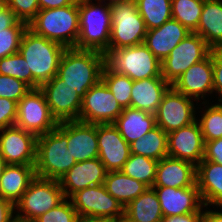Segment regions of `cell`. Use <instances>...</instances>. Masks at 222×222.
Masks as SVG:
<instances>
[{"mask_svg":"<svg viewBox=\"0 0 222 222\" xmlns=\"http://www.w3.org/2000/svg\"><path fill=\"white\" fill-rule=\"evenodd\" d=\"M152 188L157 194L163 217L203 213L204 204L196 184L185 188Z\"/></svg>","mask_w":222,"mask_h":222,"instance_id":"d6986e66","label":"cell"},{"mask_svg":"<svg viewBox=\"0 0 222 222\" xmlns=\"http://www.w3.org/2000/svg\"><path fill=\"white\" fill-rule=\"evenodd\" d=\"M15 125L37 137L57 127L58 122L52 116L46 97L40 88L30 89L18 102Z\"/></svg>","mask_w":222,"mask_h":222,"instance_id":"9c48e42d","label":"cell"},{"mask_svg":"<svg viewBox=\"0 0 222 222\" xmlns=\"http://www.w3.org/2000/svg\"><path fill=\"white\" fill-rule=\"evenodd\" d=\"M30 87L15 77L0 74V97L19 102L29 91Z\"/></svg>","mask_w":222,"mask_h":222,"instance_id":"ab89813d","label":"cell"},{"mask_svg":"<svg viewBox=\"0 0 222 222\" xmlns=\"http://www.w3.org/2000/svg\"><path fill=\"white\" fill-rule=\"evenodd\" d=\"M124 214L139 222H161L163 213L155 190L147 188L124 207Z\"/></svg>","mask_w":222,"mask_h":222,"instance_id":"f546056e","label":"cell"},{"mask_svg":"<svg viewBox=\"0 0 222 222\" xmlns=\"http://www.w3.org/2000/svg\"><path fill=\"white\" fill-rule=\"evenodd\" d=\"M0 74L15 77L32 89L31 72H28L27 62L19 52L0 59Z\"/></svg>","mask_w":222,"mask_h":222,"instance_id":"8d00e7d4","label":"cell"},{"mask_svg":"<svg viewBox=\"0 0 222 222\" xmlns=\"http://www.w3.org/2000/svg\"><path fill=\"white\" fill-rule=\"evenodd\" d=\"M75 0H38L39 9L61 8L71 5Z\"/></svg>","mask_w":222,"mask_h":222,"instance_id":"c3c4849f","label":"cell"},{"mask_svg":"<svg viewBox=\"0 0 222 222\" xmlns=\"http://www.w3.org/2000/svg\"><path fill=\"white\" fill-rule=\"evenodd\" d=\"M7 3L15 17L27 24L40 10L38 0H7Z\"/></svg>","mask_w":222,"mask_h":222,"instance_id":"60d3db41","label":"cell"},{"mask_svg":"<svg viewBox=\"0 0 222 222\" xmlns=\"http://www.w3.org/2000/svg\"><path fill=\"white\" fill-rule=\"evenodd\" d=\"M196 185L204 206L222 207V165L201 160L196 166Z\"/></svg>","mask_w":222,"mask_h":222,"instance_id":"d4e9b609","label":"cell"},{"mask_svg":"<svg viewBox=\"0 0 222 222\" xmlns=\"http://www.w3.org/2000/svg\"><path fill=\"white\" fill-rule=\"evenodd\" d=\"M117 222H139V221L129 219V218L124 214Z\"/></svg>","mask_w":222,"mask_h":222,"instance_id":"db71d44e","label":"cell"},{"mask_svg":"<svg viewBox=\"0 0 222 222\" xmlns=\"http://www.w3.org/2000/svg\"><path fill=\"white\" fill-rule=\"evenodd\" d=\"M207 207L208 206H204V208L206 209H203V222H222V209H221L222 207H219L221 211L220 210L214 211Z\"/></svg>","mask_w":222,"mask_h":222,"instance_id":"681fc988","label":"cell"},{"mask_svg":"<svg viewBox=\"0 0 222 222\" xmlns=\"http://www.w3.org/2000/svg\"><path fill=\"white\" fill-rule=\"evenodd\" d=\"M210 50L205 40L192 32L161 62L162 77L172 85L192 65L205 59Z\"/></svg>","mask_w":222,"mask_h":222,"instance_id":"30bf717a","label":"cell"},{"mask_svg":"<svg viewBox=\"0 0 222 222\" xmlns=\"http://www.w3.org/2000/svg\"><path fill=\"white\" fill-rule=\"evenodd\" d=\"M203 160L222 165V138L205 142Z\"/></svg>","mask_w":222,"mask_h":222,"instance_id":"ee69618b","label":"cell"},{"mask_svg":"<svg viewBox=\"0 0 222 222\" xmlns=\"http://www.w3.org/2000/svg\"><path fill=\"white\" fill-rule=\"evenodd\" d=\"M122 111L123 107L106 84L100 80L82 98L78 120L92 124H113Z\"/></svg>","mask_w":222,"mask_h":222,"instance_id":"4fadbf2b","label":"cell"},{"mask_svg":"<svg viewBox=\"0 0 222 222\" xmlns=\"http://www.w3.org/2000/svg\"><path fill=\"white\" fill-rule=\"evenodd\" d=\"M18 103L0 97V129L15 125Z\"/></svg>","mask_w":222,"mask_h":222,"instance_id":"7bdbcfd3","label":"cell"},{"mask_svg":"<svg viewBox=\"0 0 222 222\" xmlns=\"http://www.w3.org/2000/svg\"><path fill=\"white\" fill-rule=\"evenodd\" d=\"M28 24L17 21L11 28L0 30V59L19 52L20 43Z\"/></svg>","mask_w":222,"mask_h":222,"instance_id":"74e56055","label":"cell"},{"mask_svg":"<svg viewBox=\"0 0 222 222\" xmlns=\"http://www.w3.org/2000/svg\"><path fill=\"white\" fill-rule=\"evenodd\" d=\"M7 165L8 164L6 163V161L4 160V158L0 154V178L3 175V172H4Z\"/></svg>","mask_w":222,"mask_h":222,"instance_id":"816d5d0a","label":"cell"},{"mask_svg":"<svg viewBox=\"0 0 222 222\" xmlns=\"http://www.w3.org/2000/svg\"><path fill=\"white\" fill-rule=\"evenodd\" d=\"M67 137L56 127L37 137L36 176L60 180L76 163L67 149Z\"/></svg>","mask_w":222,"mask_h":222,"instance_id":"8992f818","label":"cell"},{"mask_svg":"<svg viewBox=\"0 0 222 222\" xmlns=\"http://www.w3.org/2000/svg\"><path fill=\"white\" fill-rule=\"evenodd\" d=\"M104 53L96 50L66 48L61 56L57 76L76 88L83 98L101 80Z\"/></svg>","mask_w":222,"mask_h":222,"instance_id":"7a4b0ae2","label":"cell"},{"mask_svg":"<svg viewBox=\"0 0 222 222\" xmlns=\"http://www.w3.org/2000/svg\"><path fill=\"white\" fill-rule=\"evenodd\" d=\"M210 100L202 102L204 108L196 107L202 109V115L200 118L197 117V121L200 124L201 132L204 142L213 141L222 138V104L209 103ZM207 104V105H206Z\"/></svg>","mask_w":222,"mask_h":222,"instance_id":"836d02e7","label":"cell"},{"mask_svg":"<svg viewBox=\"0 0 222 222\" xmlns=\"http://www.w3.org/2000/svg\"><path fill=\"white\" fill-rule=\"evenodd\" d=\"M171 85L163 77L133 81L130 107L155 114Z\"/></svg>","mask_w":222,"mask_h":222,"instance_id":"cb8c5ba5","label":"cell"},{"mask_svg":"<svg viewBox=\"0 0 222 222\" xmlns=\"http://www.w3.org/2000/svg\"><path fill=\"white\" fill-rule=\"evenodd\" d=\"M99 155L107 172L121 171L130 157V145L114 124H97Z\"/></svg>","mask_w":222,"mask_h":222,"instance_id":"ac0fdd59","label":"cell"},{"mask_svg":"<svg viewBox=\"0 0 222 222\" xmlns=\"http://www.w3.org/2000/svg\"><path fill=\"white\" fill-rule=\"evenodd\" d=\"M78 0L79 38L77 49L105 53L111 36V10L109 3L95 0Z\"/></svg>","mask_w":222,"mask_h":222,"instance_id":"277c9868","label":"cell"},{"mask_svg":"<svg viewBox=\"0 0 222 222\" xmlns=\"http://www.w3.org/2000/svg\"><path fill=\"white\" fill-rule=\"evenodd\" d=\"M79 28L78 0L65 7L39 10L28 23V29L33 33L65 48L76 47Z\"/></svg>","mask_w":222,"mask_h":222,"instance_id":"3957f363","label":"cell"},{"mask_svg":"<svg viewBox=\"0 0 222 222\" xmlns=\"http://www.w3.org/2000/svg\"><path fill=\"white\" fill-rule=\"evenodd\" d=\"M79 222H117L113 219L109 218H90V217H85V218H80Z\"/></svg>","mask_w":222,"mask_h":222,"instance_id":"f907efd6","label":"cell"},{"mask_svg":"<svg viewBox=\"0 0 222 222\" xmlns=\"http://www.w3.org/2000/svg\"><path fill=\"white\" fill-rule=\"evenodd\" d=\"M196 101L176 91L172 86L164 94L155 113L156 125L167 134L197 120Z\"/></svg>","mask_w":222,"mask_h":222,"instance_id":"7c38bea8","label":"cell"},{"mask_svg":"<svg viewBox=\"0 0 222 222\" xmlns=\"http://www.w3.org/2000/svg\"><path fill=\"white\" fill-rule=\"evenodd\" d=\"M204 0H172V18L186 27L190 32L197 30Z\"/></svg>","mask_w":222,"mask_h":222,"instance_id":"e575fe53","label":"cell"},{"mask_svg":"<svg viewBox=\"0 0 222 222\" xmlns=\"http://www.w3.org/2000/svg\"><path fill=\"white\" fill-rule=\"evenodd\" d=\"M64 199L59 180L36 176L15 204V219L19 222H33Z\"/></svg>","mask_w":222,"mask_h":222,"instance_id":"ba28073f","label":"cell"},{"mask_svg":"<svg viewBox=\"0 0 222 222\" xmlns=\"http://www.w3.org/2000/svg\"><path fill=\"white\" fill-rule=\"evenodd\" d=\"M57 128L67 137V149L76 162L98 158L97 124L73 120L59 122Z\"/></svg>","mask_w":222,"mask_h":222,"instance_id":"2e32d148","label":"cell"},{"mask_svg":"<svg viewBox=\"0 0 222 222\" xmlns=\"http://www.w3.org/2000/svg\"><path fill=\"white\" fill-rule=\"evenodd\" d=\"M191 33L186 27L171 18L162 26L147 30L144 44L162 62Z\"/></svg>","mask_w":222,"mask_h":222,"instance_id":"7402d4cb","label":"cell"},{"mask_svg":"<svg viewBox=\"0 0 222 222\" xmlns=\"http://www.w3.org/2000/svg\"><path fill=\"white\" fill-rule=\"evenodd\" d=\"M69 199L80 218H109L118 221L124 215L123 205L107 192L104 184L81 189Z\"/></svg>","mask_w":222,"mask_h":222,"instance_id":"8fae6325","label":"cell"},{"mask_svg":"<svg viewBox=\"0 0 222 222\" xmlns=\"http://www.w3.org/2000/svg\"><path fill=\"white\" fill-rule=\"evenodd\" d=\"M35 177V165L8 164L0 178V196L15 205Z\"/></svg>","mask_w":222,"mask_h":222,"instance_id":"484cf974","label":"cell"},{"mask_svg":"<svg viewBox=\"0 0 222 222\" xmlns=\"http://www.w3.org/2000/svg\"><path fill=\"white\" fill-rule=\"evenodd\" d=\"M213 64V93L218 95V102L222 104V48H212L210 50Z\"/></svg>","mask_w":222,"mask_h":222,"instance_id":"b9f144b4","label":"cell"},{"mask_svg":"<svg viewBox=\"0 0 222 222\" xmlns=\"http://www.w3.org/2000/svg\"><path fill=\"white\" fill-rule=\"evenodd\" d=\"M213 64L209 54L201 62L192 65L171 86L179 93L196 100L206 99L213 94Z\"/></svg>","mask_w":222,"mask_h":222,"instance_id":"ffe728a7","label":"cell"},{"mask_svg":"<svg viewBox=\"0 0 222 222\" xmlns=\"http://www.w3.org/2000/svg\"><path fill=\"white\" fill-rule=\"evenodd\" d=\"M212 48H222V0H204L197 30Z\"/></svg>","mask_w":222,"mask_h":222,"instance_id":"83f0119b","label":"cell"},{"mask_svg":"<svg viewBox=\"0 0 222 222\" xmlns=\"http://www.w3.org/2000/svg\"><path fill=\"white\" fill-rule=\"evenodd\" d=\"M17 21L14 13L7 8L0 13V30L11 28Z\"/></svg>","mask_w":222,"mask_h":222,"instance_id":"7dc6e473","label":"cell"},{"mask_svg":"<svg viewBox=\"0 0 222 222\" xmlns=\"http://www.w3.org/2000/svg\"><path fill=\"white\" fill-rule=\"evenodd\" d=\"M65 49L61 44L36 35L27 28L21 39L19 53L27 62L28 72H31L32 89L40 88L57 75Z\"/></svg>","mask_w":222,"mask_h":222,"instance_id":"6da1fadb","label":"cell"},{"mask_svg":"<svg viewBox=\"0 0 222 222\" xmlns=\"http://www.w3.org/2000/svg\"><path fill=\"white\" fill-rule=\"evenodd\" d=\"M15 214V205L0 196V222H14Z\"/></svg>","mask_w":222,"mask_h":222,"instance_id":"f6af8a7d","label":"cell"},{"mask_svg":"<svg viewBox=\"0 0 222 222\" xmlns=\"http://www.w3.org/2000/svg\"><path fill=\"white\" fill-rule=\"evenodd\" d=\"M104 65L112 72L128 76L133 81L162 77L161 62L142 43L104 53Z\"/></svg>","mask_w":222,"mask_h":222,"instance_id":"5b68a950","label":"cell"},{"mask_svg":"<svg viewBox=\"0 0 222 222\" xmlns=\"http://www.w3.org/2000/svg\"><path fill=\"white\" fill-rule=\"evenodd\" d=\"M157 164V160L142 155L130 154L121 171L150 188L153 187L155 181Z\"/></svg>","mask_w":222,"mask_h":222,"instance_id":"d6a6232c","label":"cell"},{"mask_svg":"<svg viewBox=\"0 0 222 222\" xmlns=\"http://www.w3.org/2000/svg\"><path fill=\"white\" fill-rule=\"evenodd\" d=\"M161 222H203V213L167 216Z\"/></svg>","mask_w":222,"mask_h":222,"instance_id":"bcb514c9","label":"cell"},{"mask_svg":"<svg viewBox=\"0 0 222 222\" xmlns=\"http://www.w3.org/2000/svg\"><path fill=\"white\" fill-rule=\"evenodd\" d=\"M113 124L120 135L130 144L154 128L156 119L155 114L128 107L123 108L122 113Z\"/></svg>","mask_w":222,"mask_h":222,"instance_id":"4316f807","label":"cell"},{"mask_svg":"<svg viewBox=\"0 0 222 222\" xmlns=\"http://www.w3.org/2000/svg\"><path fill=\"white\" fill-rule=\"evenodd\" d=\"M147 30L158 28L172 18V0H134Z\"/></svg>","mask_w":222,"mask_h":222,"instance_id":"1f68e13d","label":"cell"},{"mask_svg":"<svg viewBox=\"0 0 222 222\" xmlns=\"http://www.w3.org/2000/svg\"><path fill=\"white\" fill-rule=\"evenodd\" d=\"M79 219L72 201L65 198L60 204L40 215L33 222H79Z\"/></svg>","mask_w":222,"mask_h":222,"instance_id":"f35d334b","label":"cell"},{"mask_svg":"<svg viewBox=\"0 0 222 222\" xmlns=\"http://www.w3.org/2000/svg\"><path fill=\"white\" fill-rule=\"evenodd\" d=\"M43 91L52 116L57 122L79 119L82 97L76 88L64 83L57 75L44 83Z\"/></svg>","mask_w":222,"mask_h":222,"instance_id":"5bb4252c","label":"cell"},{"mask_svg":"<svg viewBox=\"0 0 222 222\" xmlns=\"http://www.w3.org/2000/svg\"><path fill=\"white\" fill-rule=\"evenodd\" d=\"M168 156L197 166L204 157L205 142L196 120L192 124L167 134Z\"/></svg>","mask_w":222,"mask_h":222,"instance_id":"e0dca14e","label":"cell"},{"mask_svg":"<svg viewBox=\"0 0 222 222\" xmlns=\"http://www.w3.org/2000/svg\"><path fill=\"white\" fill-rule=\"evenodd\" d=\"M8 8L7 0H0V13Z\"/></svg>","mask_w":222,"mask_h":222,"instance_id":"f5cc1de1","label":"cell"},{"mask_svg":"<svg viewBox=\"0 0 222 222\" xmlns=\"http://www.w3.org/2000/svg\"><path fill=\"white\" fill-rule=\"evenodd\" d=\"M99 1H103V2L107 1V3H111V2H118V1H125V0H99Z\"/></svg>","mask_w":222,"mask_h":222,"instance_id":"11a10c76","label":"cell"},{"mask_svg":"<svg viewBox=\"0 0 222 222\" xmlns=\"http://www.w3.org/2000/svg\"><path fill=\"white\" fill-rule=\"evenodd\" d=\"M104 186L107 192L118 200L123 207L148 188L144 183L129 177L122 171L107 172Z\"/></svg>","mask_w":222,"mask_h":222,"instance_id":"f1b7e54d","label":"cell"},{"mask_svg":"<svg viewBox=\"0 0 222 222\" xmlns=\"http://www.w3.org/2000/svg\"><path fill=\"white\" fill-rule=\"evenodd\" d=\"M196 184V166L188 161L166 156L158 161L153 187L185 188Z\"/></svg>","mask_w":222,"mask_h":222,"instance_id":"603a6c76","label":"cell"},{"mask_svg":"<svg viewBox=\"0 0 222 222\" xmlns=\"http://www.w3.org/2000/svg\"><path fill=\"white\" fill-rule=\"evenodd\" d=\"M107 170L99 158L76 162L59 180L65 198L90 186L104 184Z\"/></svg>","mask_w":222,"mask_h":222,"instance_id":"44dd1931","label":"cell"},{"mask_svg":"<svg viewBox=\"0 0 222 222\" xmlns=\"http://www.w3.org/2000/svg\"><path fill=\"white\" fill-rule=\"evenodd\" d=\"M37 136L16 125L0 129V154L7 164L35 165Z\"/></svg>","mask_w":222,"mask_h":222,"instance_id":"9a60e30c","label":"cell"},{"mask_svg":"<svg viewBox=\"0 0 222 222\" xmlns=\"http://www.w3.org/2000/svg\"><path fill=\"white\" fill-rule=\"evenodd\" d=\"M129 145L131 154L142 155L157 161L168 156L167 133L157 125Z\"/></svg>","mask_w":222,"mask_h":222,"instance_id":"4dcf8cb0","label":"cell"},{"mask_svg":"<svg viewBox=\"0 0 222 222\" xmlns=\"http://www.w3.org/2000/svg\"><path fill=\"white\" fill-rule=\"evenodd\" d=\"M101 80L114 95L117 102L123 107H130L133 80L126 75L114 73L105 65L102 70Z\"/></svg>","mask_w":222,"mask_h":222,"instance_id":"d590c367","label":"cell"},{"mask_svg":"<svg viewBox=\"0 0 222 222\" xmlns=\"http://www.w3.org/2000/svg\"><path fill=\"white\" fill-rule=\"evenodd\" d=\"M111 36L108 49H120L144 43L147 29L134 0L109 3Z\"/></svg>","mask_w":222,"mask_h":222,"instance_id":"52a82bcc","label":"cell"}]
</instances>
